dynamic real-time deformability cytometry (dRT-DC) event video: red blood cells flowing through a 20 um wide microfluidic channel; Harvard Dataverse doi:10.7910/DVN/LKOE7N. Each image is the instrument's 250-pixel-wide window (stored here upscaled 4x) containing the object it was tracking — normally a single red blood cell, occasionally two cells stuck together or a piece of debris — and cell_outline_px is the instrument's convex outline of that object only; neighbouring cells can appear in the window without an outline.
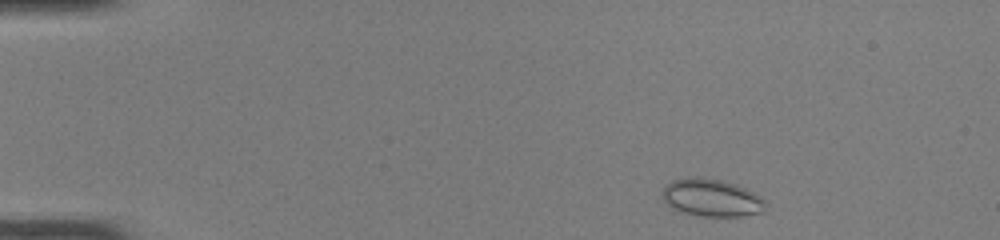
{"species": "common noctule bat (a hibernating species)", "species_latin": "Nyctalus noctula", "temperature_condition": "room temperature", "stored_images_in_passage": 45, "camera_frame_rate_fps": 3000, "um_per_image_px": 0.085, "animal": {"sex": "female", "body_mass_g": 22.0, "forearm_length_mm": 56.7}, "frame": {"image": 1, "passage_image": 3, "time_ms": 0.667, "image_size_px": [1000, 240], "cell_outline_px": [[764, 212], [740, 216], [700, 216], [680, 212], [672, 208], [664, 200], [660, 192], [672, 180], [684, 176], [700, 176], [720, 180], [736, 184], [760, 196], [764, 200]], "centroid_in_image_um": [60.43, 16.79], "position_along_channel_um": 24.6, "area_um2": 22.72}}
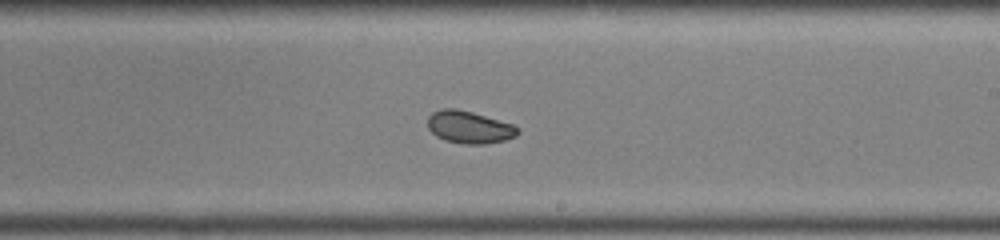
{"frame": {"image": 2, "passage_image": 26, "time_ms": 8.333, "image_size_px": [1000, 240], "cell_outline_px": [[520, 132], [516, 136], [504, 140], [484, 144], [464, 144], [444, 140], [436, 136], [428, 128], [428, 116], [432, 112], [444, 108], [456, 108], [472, 112], [512, 124], [520, 128]], "centroid_in_image_um": [39.88, 10.81], "position_along_channel_um": 249.1, "area_um2": 16.99}}
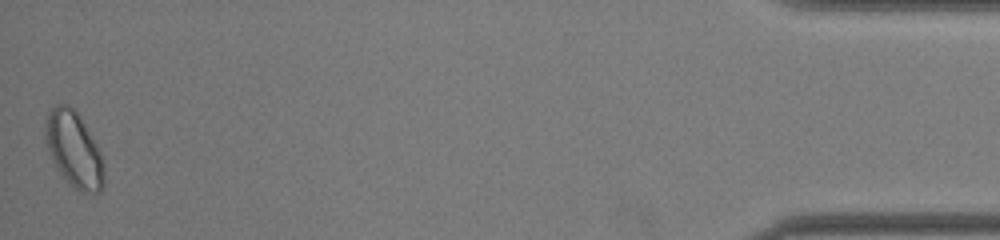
{"frame": {"image": 3, "passage_image": 45, "time_ms": 14.667, "image_size_px": [1000, 240], "cell_outline_px": [[104, 188], [100, 192], [80, 192], [56, 168], [52, 160], [44, 140], [44, 128], [48, 112], [56, 104], [68, 104], [80, 116], [96, 144], [100, 152], [104, 168]], "centroid_in_image_um": [6.27, 12.69], "position_along_channel_um": 428.9, "area_um2": 25.66}, "authors_computed_cell_mechanics": {"area_um2": 18.2648, "velocity_mm_per_s": 4.1039, "shape_relaxation_time_tau1_ms": 4.833, "shape_relaxation_time_tau2_ms": 3.236, "deformation_change_tau1": 0.1036, "deformation_change_tau2": 0.0585}}